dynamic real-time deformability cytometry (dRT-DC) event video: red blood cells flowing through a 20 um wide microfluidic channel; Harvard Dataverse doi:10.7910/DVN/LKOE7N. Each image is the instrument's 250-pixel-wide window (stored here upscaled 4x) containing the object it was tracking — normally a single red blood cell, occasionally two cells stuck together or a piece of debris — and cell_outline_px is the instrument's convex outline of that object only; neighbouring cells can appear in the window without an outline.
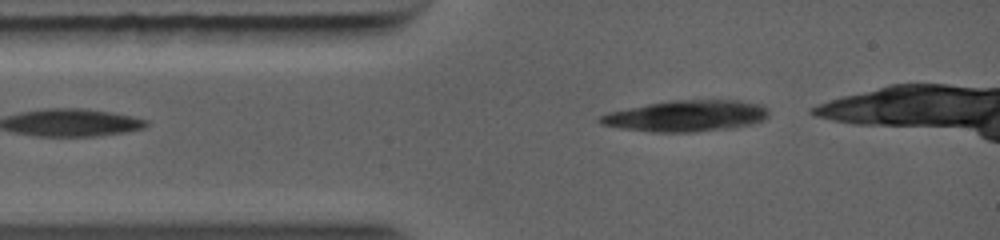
{"species": "common noctule bat (a hibernating species)", "species_latin": "Nyctalus noctula", "temperature_condition": "warm", "stored_images_in_passage": 2, "camera_frame_rate_fps": 5000, "um_per_image_px": 0.085, "animal": {"sex": "female", "body_mass_g": 19.0, "forearm_length_mm": 56.7}, "frame": {"image": 1, "passage_image": 2, "time_ms": 0.8, "image_size_px": [1000, 240], "cell_outline_px": [[768, 116], [760, 120], [748, 124], [684, 132], [664, 132], [628, 128], [604, 124], [600, 120], [600, 116], [612, 112], [648, 104], [668, 100], [740, 100], [764, 104], [768, 108]], "centroid_in_image_um": [58.42, 9.81], "position_along_channel_um": 26.6, "area_um2": 29.36}}